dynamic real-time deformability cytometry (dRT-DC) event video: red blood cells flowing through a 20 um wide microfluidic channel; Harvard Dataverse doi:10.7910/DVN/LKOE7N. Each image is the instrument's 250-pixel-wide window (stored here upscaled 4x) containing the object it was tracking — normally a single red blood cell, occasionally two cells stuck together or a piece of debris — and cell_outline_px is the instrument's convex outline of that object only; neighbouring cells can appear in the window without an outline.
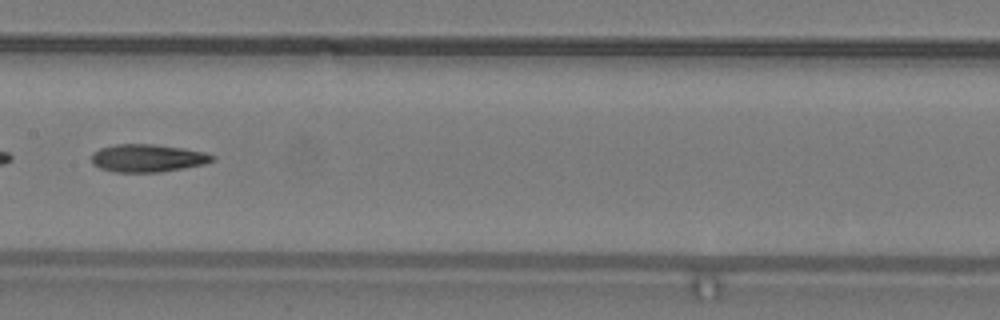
{"species": "common noctule bat (a hibernating species)", "species_latin": "Nyctalus noctula", "temperature_condition": "warm", "stored_images_in_passage": 52, "camera_frame_rate_fps": 3000, "um_per_image_px": 0.085, "animal": {"sex": "male", "body_mass_g": 19.2, "forearm_length_mm": 51.8}, "frame": {"image": 1, "passage_image": 27, "time_ms": 8.667, "image_size_px": [1000, 320], "cell_outline_px": [[216, 160], [204, 164], [184, 168], [160, 172], [116, 172], [100, 168], [92, 164], [92, 152], [100, 148], [116, 144], [152, 144], [184, 148], [204, 152], [216, 156]], "centroid_in_image_um": [12.56, 13.44], "position_along_channel_um": 194.8, "area_um2": 19.65}}
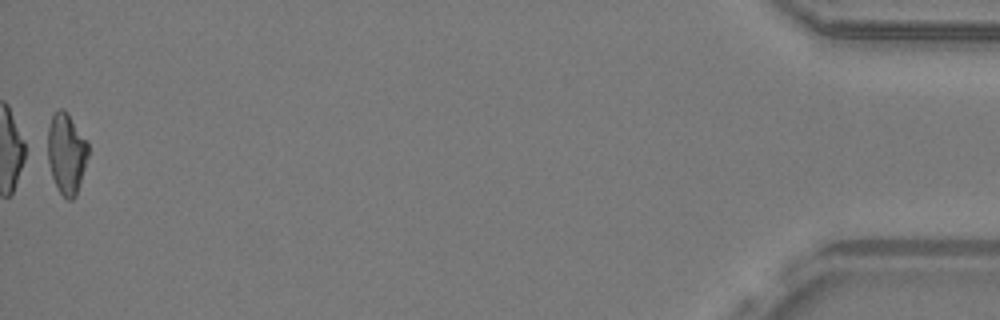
{"frame": {"image": 2, "passage_image": 52, "time_ms": 17.0, "image_size_px": [1000, 320], "cell_outline_px": [[88, 156], [76, 196], [72, 200], [68, 200], [60, 192], [52, 176], [48, 160], [48, 128], [52, 116], [60, 108], [64, 108], [68, 112], [88, 140]], "centroid_in_image_um": [5.67, 13.0], "position_along_channel_um": 429.5, "area_um2": 19.07}, "authors_computed_cell_mechanics": {"area_um2": 19.5942, "velocity_mm_per_s": 3.9729, "shape_relaxation_time_tau1_ms": null, "shape_relaxation_time_tau2_ms": 7.1305, "deformation_change_tau1": null, "deformation_change_tau2": 0.2001}}